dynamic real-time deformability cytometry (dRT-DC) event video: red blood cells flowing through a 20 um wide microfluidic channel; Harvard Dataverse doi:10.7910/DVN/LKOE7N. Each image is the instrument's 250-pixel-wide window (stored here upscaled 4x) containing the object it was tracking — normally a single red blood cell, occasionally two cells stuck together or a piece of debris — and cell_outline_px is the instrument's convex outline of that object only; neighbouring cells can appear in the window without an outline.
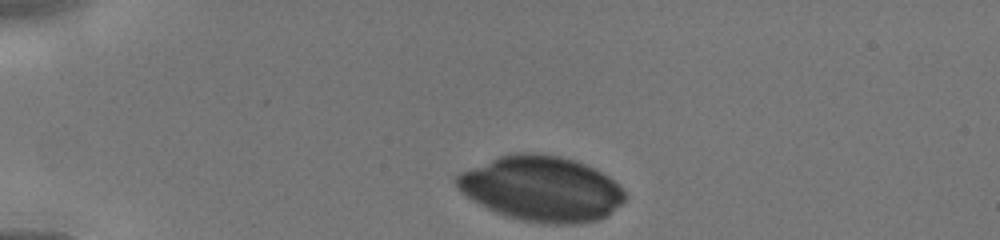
{"species": "human", "species_latin": "Homo sapiens", "temperature_condition": "cold", "stored_images_in_passage": 5, "camera_frame_rate_fps": 3000, "um_per_image_px": 0.085, "donor": {"sex": "male"}, "frame": {"image": 1, "passage_image": 1, "time_ms": 0.0, "image_size_px": [1000, 240], "cell_outline_px": [[624, 200], [608, 216], [596, 220], [580, 224], [540, 224], [520, 220], [504, 216], [480, 204], [468, 196], [456, 184], [456, 176], [460, 172], [500, 156], [516, 152], [536, 152], [560, 156], [576, 160], [596, 168], [608, 176], [624, 192]], "centroid_in_image_um": [46.05, 16.04], "position_along_channel_um": 39.0, "area_um2": 63.81}}